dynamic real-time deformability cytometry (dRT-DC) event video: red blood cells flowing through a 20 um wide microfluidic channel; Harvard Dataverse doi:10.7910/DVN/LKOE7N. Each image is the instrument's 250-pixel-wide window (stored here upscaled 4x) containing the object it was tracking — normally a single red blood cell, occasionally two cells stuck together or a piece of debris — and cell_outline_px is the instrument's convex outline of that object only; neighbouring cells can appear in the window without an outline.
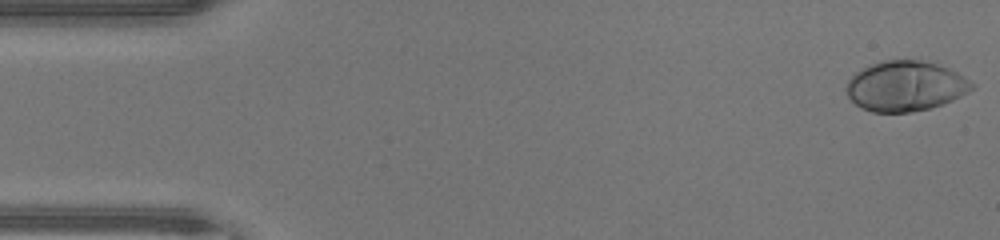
{"species": "human", "species_latin": "Homo sapiens", "temperature_condition": "warm", "stored_images_in_passage": 47, "camera_frame_rate_fps": 3000, "um_per_image_px": 0.085, "donor": {"sex": "male"}, "frame": {"image": 1, "passage_image": 1, "time_ms": 0.0, "image_size_px": [1000, 240], "cell_outline_px": [[976, 88], [952, 100], [928, 108], [912, 112], [872, 112], [856, 104], [848, 96], [848, 80], [856, 72], [872, 64], [884, 60], [920, 60], [936, 64], [948, 68], [956, 72], [976, 84]], "centroid_in_image_um": [76.99, 7.31], "position_along_channel_um": 8.0, "area_um2": 36.24}}
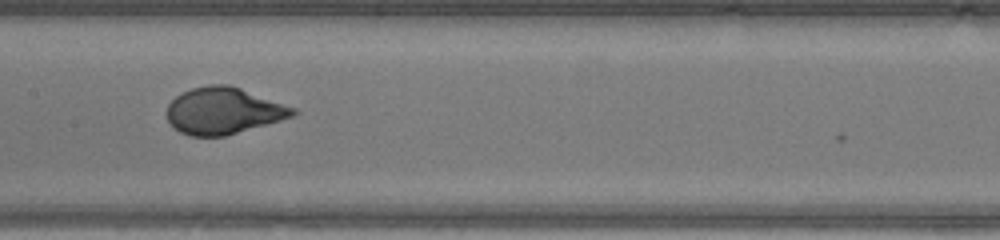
{"frame": {"image": 2, "passage_image": 23, "time_ms": 7.333, "image_size_px": [1000, 240], "cell_outline_px": [[300, 112], [296, 116], [224, 136], [192, 136], [180, 132], [172, 128], [168, 120], [168, 104], [176, 96], [192, 88], [208, 84], [228, 84], [240, 88], [296, 108]], "centroid_in_image_um": [19.01, 9.42], "position_along_channel_um": 188.4, "area_um2": 34.22}}
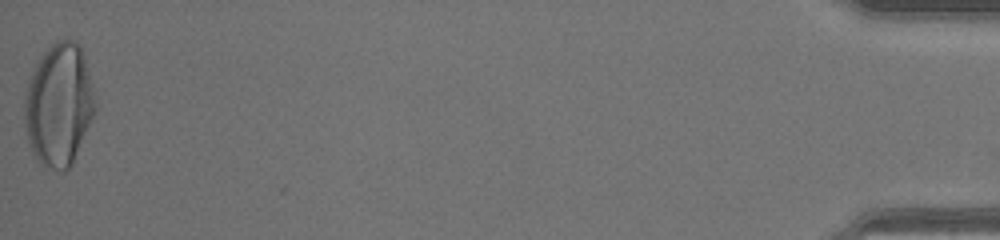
{"frame": {"image": 3, "passage_image": 47, "time_ms": 15.333, "image_size_px": [1000, 240], "cell_outline_px": [[96, 112], [72, 164], [64, 172], [60, 172], [40, 164], [36, 160], [32, 152], [28, 140], [24, 124], [24, 92], [32, 68], [36, 60], [56, 40], [76, 40], [80, 44], [84, 52], [92, 84], [96, 104]], "centroid_in_image_um": [5.0, 8.9], "position_along_channel_um": 430.2, "area_um2": 51.38}, "authors_computed_cell_mechanics": {"area_um2": 35.3736, "velocity_mm_per_s": 4.3847, "shape_relaxation_time_tau1_ms": 5.2996, "shape_relaxation_time_tau2_ms": null, "deformation_change_tau1": 0.2814, "deformation_change_tau2": null}}